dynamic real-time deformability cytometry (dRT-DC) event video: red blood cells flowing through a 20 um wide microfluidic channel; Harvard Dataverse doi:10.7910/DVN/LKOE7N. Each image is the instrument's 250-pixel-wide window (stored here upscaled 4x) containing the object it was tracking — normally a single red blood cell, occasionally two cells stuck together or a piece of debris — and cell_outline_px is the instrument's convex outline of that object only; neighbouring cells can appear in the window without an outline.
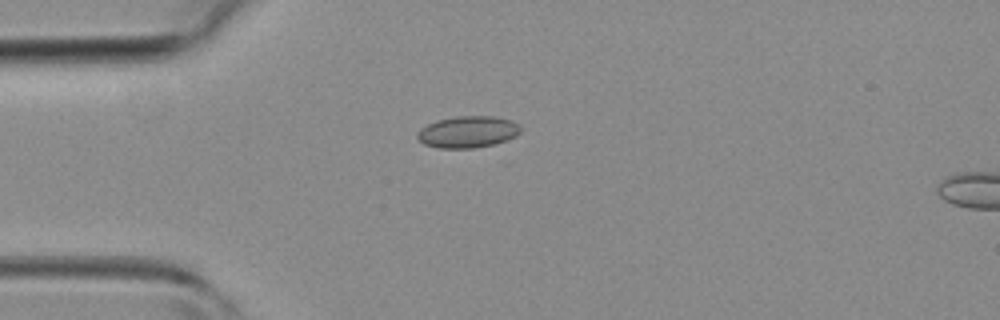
{"species": "common noctule bat (a hibernating species)", "species_latin": "Nyctalus noctula", "temperature_condition": "room temperature", "stored_images_in_passage": 16, "camera_frame_rate_fps": 3000, "um_per_image_px": 0.085, "animal": {"sex": "female", "body_mass_g": 19.3, "forearm_length_mm": 54.1}, "frame": {"image": 1, "passage_image": 1, "time_ms": 0.0, "image_size_px": [1000, 320], "cell_outline_px": [[520, 132], [516, 136], [492, 144], [472, 148], [440, 148], [424, 144], [416, 136], [416, 132], [420, 128], [436, 120], [456, 116], [496, 116], [512, 120], [520, 124]], "centroid_in_image_um": [39.75, 11.19], "position_along_channel_um": 45.2, "area_um2": 19.07}}
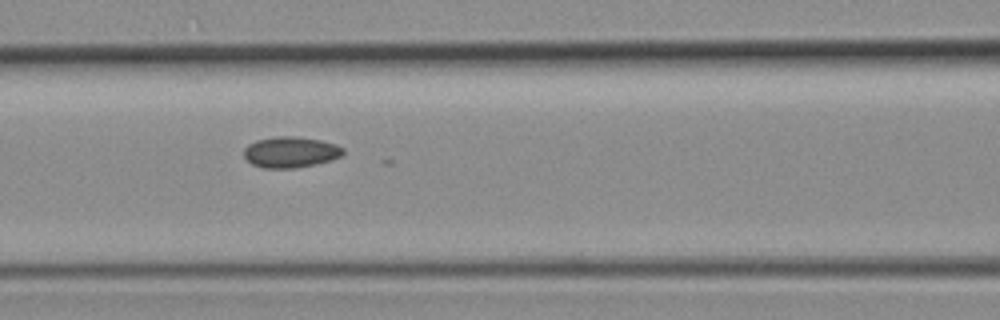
{"frame": {"image": 2, "passage_image": 8, "time_ms": 2.333, "image_size_px": [1000, 320], "cell_outline_px": [[344, 152], [340, 156], [328, 160], [312, 164], [292, 168], [264, 168], [252, 164], [244, 156], [244, 148], [248, 144], [256, 140], [276, 136], [296, 136], [320, 140], [336, 144], [344, 148]], "centroid_in_image_um": [24.66, 12.91], "position_along_channel_um": 141.9, "area_um2": 17.69}}
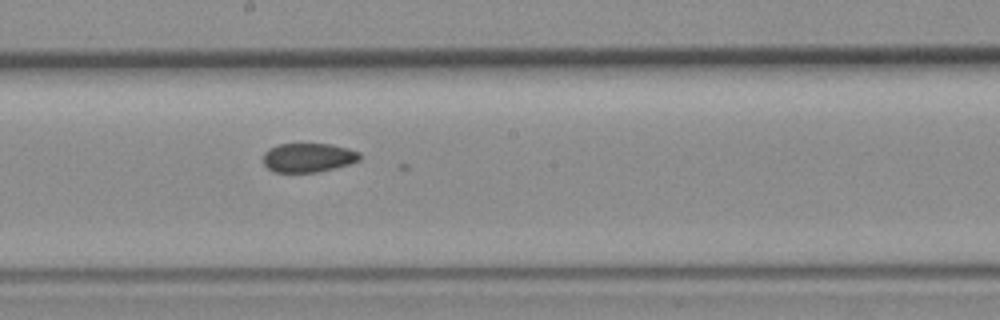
{"frame": {"image": 3, "passage_image": 13, "time_ms": 4.0, "image_size_px": [1000, 320], "cell_outline_px": [[360, 160], [336, 168], [316, 172], [276, 172], [268, 168], [264, 164], [264, 152], [280, 144], [328, 144], [348, 148], [360, 152]], "centroid_in_image_um": [26.23, 13.4], "position_along_channel_um": 222.0, "area_um2": 16.18}}